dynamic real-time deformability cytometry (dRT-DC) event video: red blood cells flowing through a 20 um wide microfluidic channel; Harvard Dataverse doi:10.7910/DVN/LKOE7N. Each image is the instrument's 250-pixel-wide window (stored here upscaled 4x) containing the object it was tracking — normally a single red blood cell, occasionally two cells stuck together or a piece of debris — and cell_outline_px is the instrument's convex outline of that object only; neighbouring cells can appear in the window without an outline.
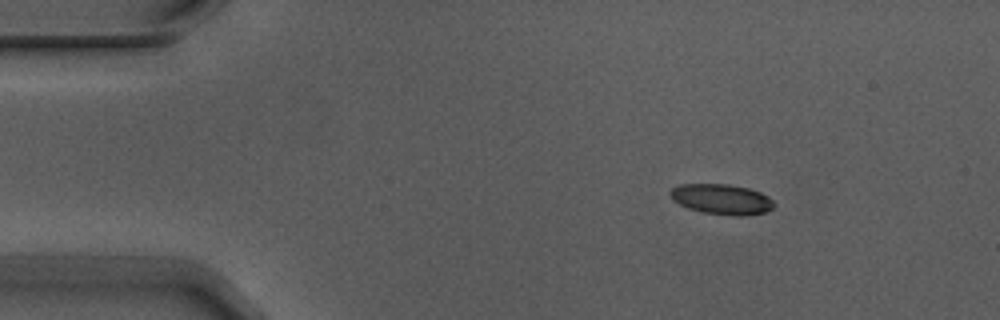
{"species": "Egyptian fruit bat (a non-hibernating species)", "species_latin": "Rousettus aegyptiacus", "temperature_condition": "warm", "stored_images_in_passage": 2, "camera_frame_rate_fps": 3000, "um_per_image_px": 0.085, "animal": {"sex": "male"}, "frame": {"image": 1, "passage_image": 2, "time_ms": 0.333, "image_size_px": [1000, 320], "cell_outline_px": [[776, 204], [772, 208], [764, 212], [740, 216], [732, 216], [704, 212], [688, 208], [672, 200], [668, 192], [672, 188], [680, 184], [728, 184], [748, 188], [760, 192], [768, 196]], "centroid_in_image_um": [61.32, 16.93], "position_along_channel_um": 23.7, "area_um2": 18.32}}